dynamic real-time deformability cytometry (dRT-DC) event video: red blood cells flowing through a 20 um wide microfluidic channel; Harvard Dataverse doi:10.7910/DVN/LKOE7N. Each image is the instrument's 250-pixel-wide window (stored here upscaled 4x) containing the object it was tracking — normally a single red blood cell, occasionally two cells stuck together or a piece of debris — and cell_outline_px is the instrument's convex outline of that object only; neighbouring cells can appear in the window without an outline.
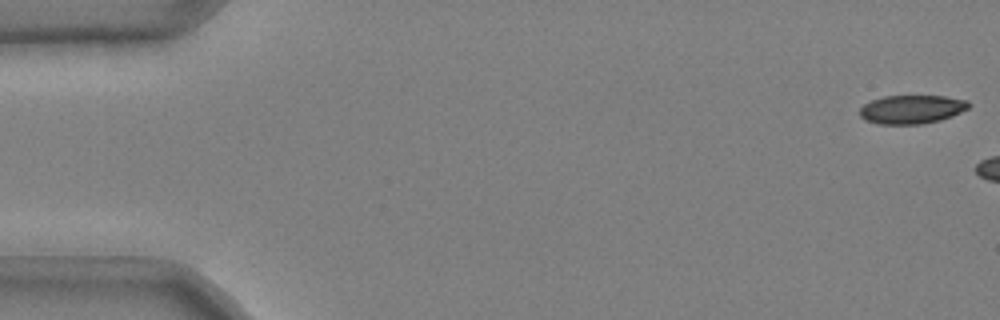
{"species": "common noctule bat (a hibernating species)", "species_latin": "Nyctalus noctula", "temperature_condition": "cold", "stored_images_in_passage": 6, "camera_frame_rate_fps": 3000, "um_per_image_px": 0.085, "animal": {"sex": "male", "body_mass_g": 20.4}, "frame": {"image": 1, "passage_image": 1, "time_ms": 0.0, "image_size_px": [1000, 320], "cell_outline_px": [[972, 104], [968, 108], [952, 116], [940, 120], [920, 124], [876, 124], [864, 120], [860, 116], [860, 108], [864, 104], [872, 100], [884, 96], [944, 96], [968, 100]], "centroid_in_image_um": [77.49, 9.29], "position_along_channel_um": 7.5, "area_um2": 18.26}}